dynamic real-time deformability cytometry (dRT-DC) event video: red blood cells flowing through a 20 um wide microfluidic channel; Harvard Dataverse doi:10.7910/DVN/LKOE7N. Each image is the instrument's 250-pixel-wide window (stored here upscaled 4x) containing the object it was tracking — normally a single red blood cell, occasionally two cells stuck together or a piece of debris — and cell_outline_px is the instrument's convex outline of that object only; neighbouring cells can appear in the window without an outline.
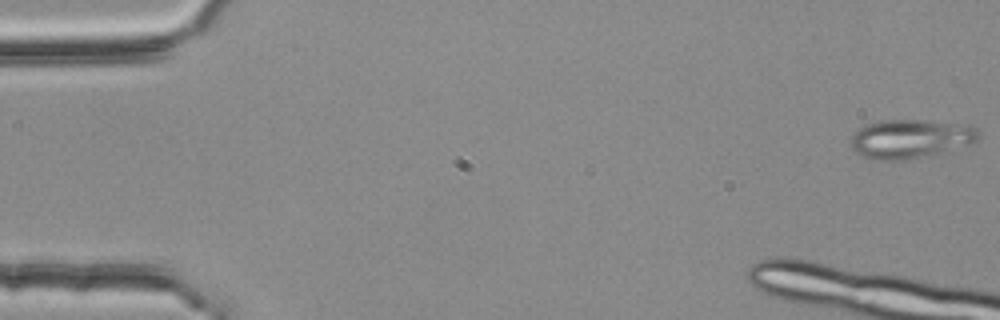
{"species": "common noctule bat (a hibernating species)", "species_latin": "Nyctalus noctula", "temperature_condition": "room temperature", "stored_images_in_passage": 12, "camera_frame_rate_fps": 3000, "um_per_image_px": 0.085, "animal": {"sex": "female", "body_mass_g": 25.1}, "frame": {"image": 1, "passage_image": 1, "time_ms": 0.0, "image_size_px": [1000, 320], "cell_outline_px": [[980, 136], [976, 140], [968, 144], [936, 152], [900, 160], [876, 160], [860, 156], [852, 148], [852, 136], [864, 124], [884, 120], [920, 120], [968, 124], [976, 128], [980, 132]], "centroid_in_image_um": [77.35, 11.77], "position_along_channel_um": 7.6, "area_um2": 28.32}}